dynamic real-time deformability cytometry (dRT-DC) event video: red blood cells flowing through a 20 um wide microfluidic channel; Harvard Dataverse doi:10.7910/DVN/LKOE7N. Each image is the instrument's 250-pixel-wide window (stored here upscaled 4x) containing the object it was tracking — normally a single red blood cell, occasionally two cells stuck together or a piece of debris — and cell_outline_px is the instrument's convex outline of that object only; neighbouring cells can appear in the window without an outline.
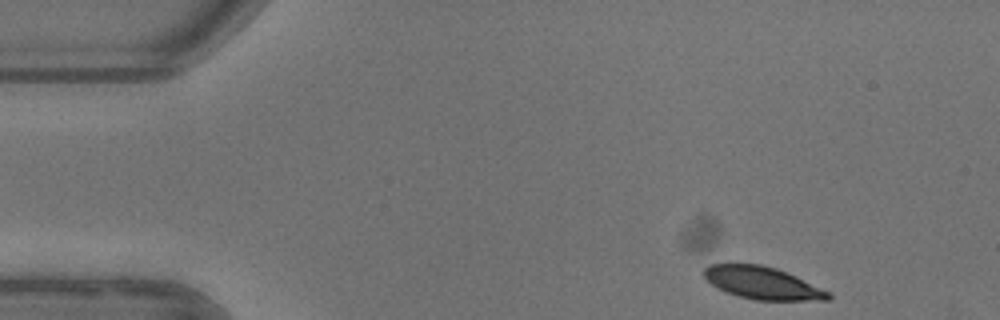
{"species": "common noctule bat (a hibernating species)", "species_latin": "Nyctalus noctula", "temperature_condition": "warm", "stored_images_in_passage": 48, "camera_frame_rate_fps": 3000, "um_per_image_px": 0.085, "animal": {"sex": "female"}, "frame": {"image": 1, "passage_image": 1, "time_ms": 0.0, "image_size_px": [1000, 320], "cell_outline_px": [[832, 296], [828, 300], [756, 300], [736, 296], [712, 284], [704, 276], [704, 268], [708, 264], [760, 264], [776, 268], [832, 292]], "centroid_in_image_um": [64.84, 24.06], "position_along_channel_um": 20.2, "area_um2": 23.29}}
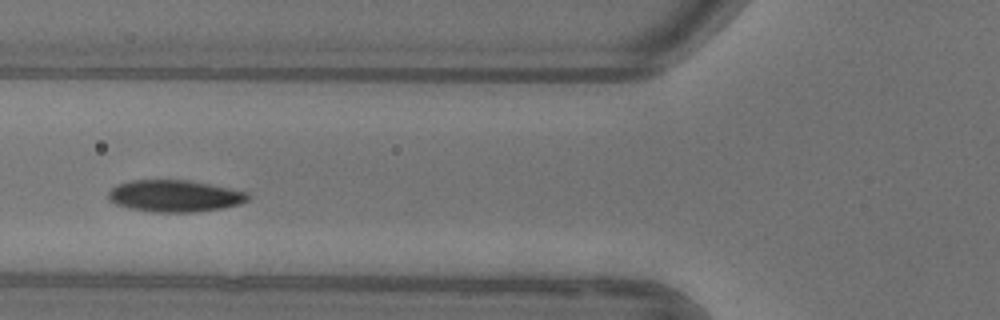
{"frame": {"image": 2, "passage_image": 15, "time_ms": 4.667, "image_size_px": [1000, 320], "cell_outline_px": [[248, 200], [240, 204], [220, 208], [196, 212], [152, 212], [128, 208], [116, 204], [108, 200], [108, 192], [116, 184], [128, 180], [188, 180], [248, 192]], "centroid_in_image_um": [14.79, 16.65], "position_along_channel_um": 111.0, "area_um2": 25.89}}
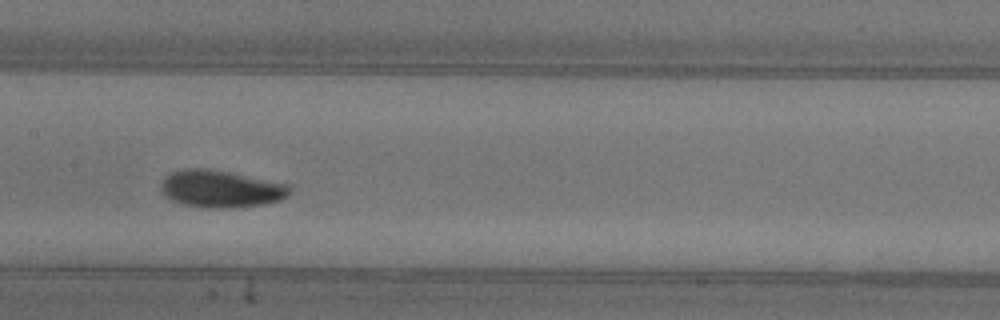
{"frame": {"image": 3, "passage_image": 21, "time_ms": 6.667, "image_size_px": [1000, 320], "cell_outline_px": [[292, 192], [288, 196], [280, 200], [264, 204], [240, 208], [200, 208], [184, 204], [172, 200], [164, 196], [160, 192], [160, 184], [164, 176], [172, 172], [184, 168], [208, 168], [288, 184], [292, 188]], "centroid_in_image_um": [18.75, 16.06], "position_along_channel_um": 188.7, "area_um2": 28.38}, "authors_computed_cell_mechanics": {"area_um2": 25.6921, "velocity_mm_per_s": 3.8732, "shape_relaxation_time_tau1_ms": 1.7447, "shape_relaxation_time_tau2_ms": 10.0048, "deformation_change_tau1": 0.1215, "deformation_change_tau2": 0.112}}